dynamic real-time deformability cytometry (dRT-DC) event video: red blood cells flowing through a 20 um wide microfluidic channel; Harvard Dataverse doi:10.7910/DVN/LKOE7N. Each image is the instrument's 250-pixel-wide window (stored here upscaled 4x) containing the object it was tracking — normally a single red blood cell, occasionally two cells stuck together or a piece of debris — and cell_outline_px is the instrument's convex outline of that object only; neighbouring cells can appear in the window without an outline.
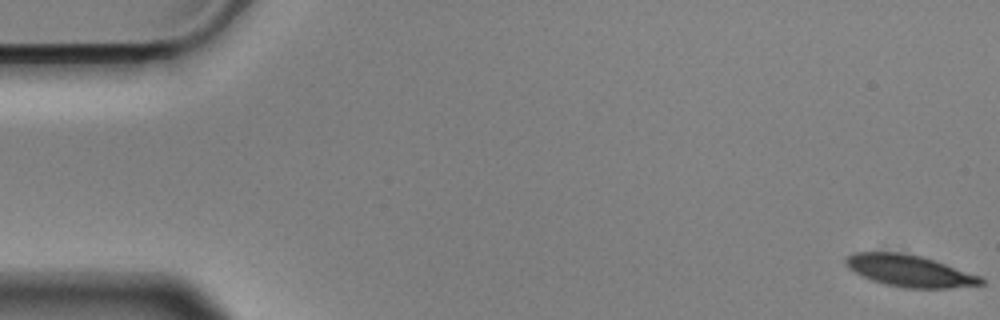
{"species": "Egyptian fruit bat (a non-hibernating species)", "species_latin": "Rousettus aegyptiacus", "temperature_condition": "cold", "stored_images_in_passage": 56, "camera_frame_rate_fps": 3000, "um_per_image_px": 0.085, "animal": {"sex": "male"}, "frame": {"image": 1, "passage_image": 1, "time_ms": 0.0, "image_size_px": [1000, 320], "cell_outline_px": [[984, 284], [948, 288], [904, 288], [884, 284], [872, 280], [848, 268], [844, 264], [844, 260], [848, 256], [856, 252], [900, 252], [920, 256], [980, 276], [984, 280]], "centroid_in_image_um": [77.28, 23.02], "position_along_channel_um": 7.7, "area_um2": 24.62}}
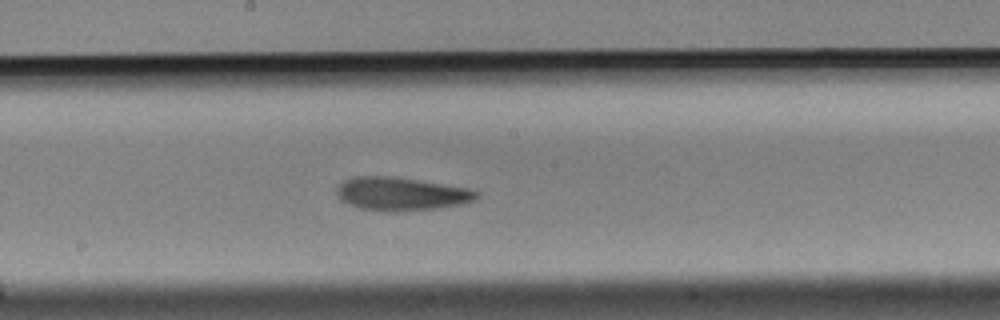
{"frame": {"image": 2, "passage_image": 30, "time_ms": 9.667, "image_size_px": [1000, 320], "cell_outline_px": [[480, 196], [472, 200], [460, 204], [436, 208], [360, 208], [348, 204], [340, 200], [336, 192], [340, 184], [344, 180], [352, 176], [392, 176], [472, 188], [480, 192]], "centroid_in_image_um": [34.12, 16.41], "position_along_channel_um": 214.1, "area_um2": 26.07}}
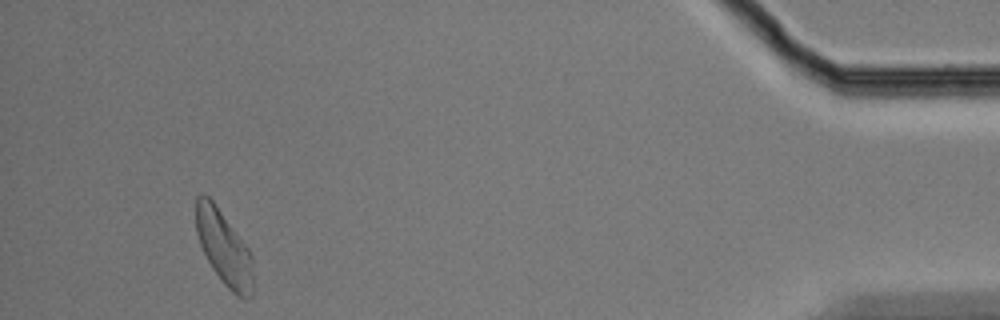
{"frame": {"image": 3, "passage_image": 53, "time_ms": 17.333, "image_size_px": [1000, 320], "cell_outline_px": [[252, 296], [240, 296], [232, 292], [224, 284], [208, 260], [200, 244], [196, 232], [196, 196], [204, 192], [212, 200], [248, 248], [252, 256]], "centroid_in_image_um": [19.01, 21.02], "position_along_channel_um": 416.2, "area_um2": 24.1}, "authors_computed_cell_mechanics": {"area_um2": 25.8366, "velocity_mm_per_s": 3.5543, "shape_relaxation_time_tau1_ms": 4.3429, "shape_relaxation_time_tau2_ms": 7.8522, "deformation_change_tau1": 0.1278, "deformation_change_tau2": 0.1899}}